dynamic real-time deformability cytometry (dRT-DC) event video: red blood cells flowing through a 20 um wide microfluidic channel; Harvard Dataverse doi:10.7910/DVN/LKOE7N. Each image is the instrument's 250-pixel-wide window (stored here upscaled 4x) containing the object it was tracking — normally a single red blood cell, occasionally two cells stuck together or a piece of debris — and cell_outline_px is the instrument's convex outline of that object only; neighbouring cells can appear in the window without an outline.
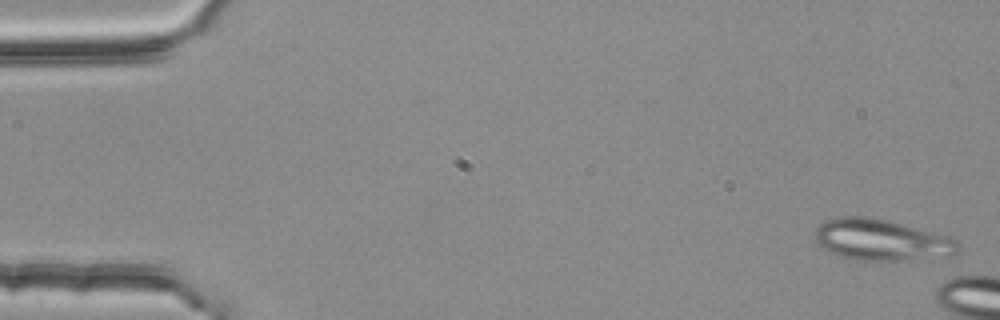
{"species": "common noctule bat (a hibernating species)", "species_latin": "Nyctalus noctula", "temperature_condition": "room temperature", "stored_images_in_passage": 5, "camera_frame_rate_fps": 3000, "um_per_image_px": 0.085, "animal": {"sex": "female", "body_mass_g": 25.1}, "frame": {"image": 1, "passage_image": 1, "time_ms": 0.0, "image_size_px": [1000, 320], "cell_outline_px": [[960, 248], [956, 252], [948, 256], [908, 260], [856, 260], [840, 256], [816, 244], [812, 236], [816, 228], [824, 220], [840, 216], [872, 216], [952, 236], [960, 244]], "centroid_in_image_um": [74.91, 20.37], "position_along_channel_um": 10.1, "area_um2": 34.97}}